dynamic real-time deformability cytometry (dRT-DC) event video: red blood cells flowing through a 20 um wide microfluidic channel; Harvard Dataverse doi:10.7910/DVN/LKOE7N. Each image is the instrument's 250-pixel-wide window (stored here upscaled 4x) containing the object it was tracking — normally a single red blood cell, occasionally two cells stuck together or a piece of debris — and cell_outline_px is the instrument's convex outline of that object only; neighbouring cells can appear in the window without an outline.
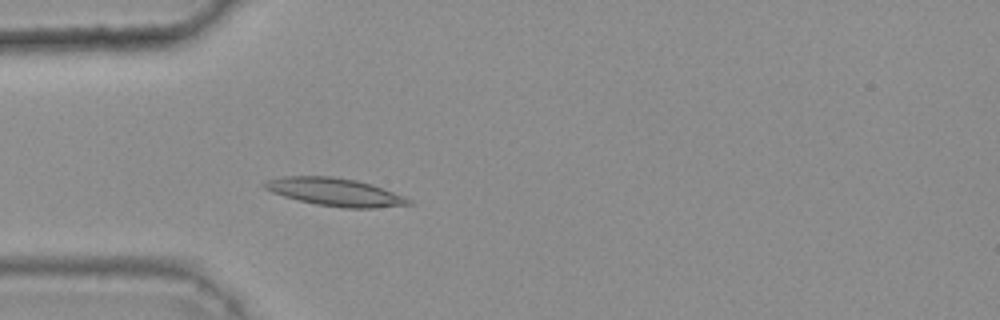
{"species": "common noctule bat (a hibernating species)", "species_latin": "Nyctalus noctula", "temperature_condition": "warm", "stored_images_in_passage": 38, "camera_frame_rate_fps": 3000, "um_per_image_px": 0.085, "animal": {"sex": "female", "body_mass_g": 25.1}, "frame": {"image": 1, "passage_image": 9, "time_ms": 2.667, "image_size_px": [1000, 320], "cell_outline_px": [[416, 204], [376, 208], [344, 208], [316, 204], [284, 196], [272, 192], [264, 188], [260, 184], [268, 180], [280, 176], [332, 176], [356, 180], [372, 184], [404, 196], [412, 200]], "centroid_in_image_um": [28.5, 16.32], "position_along_channel_um": 56.5, "area_um2": 23.52}}
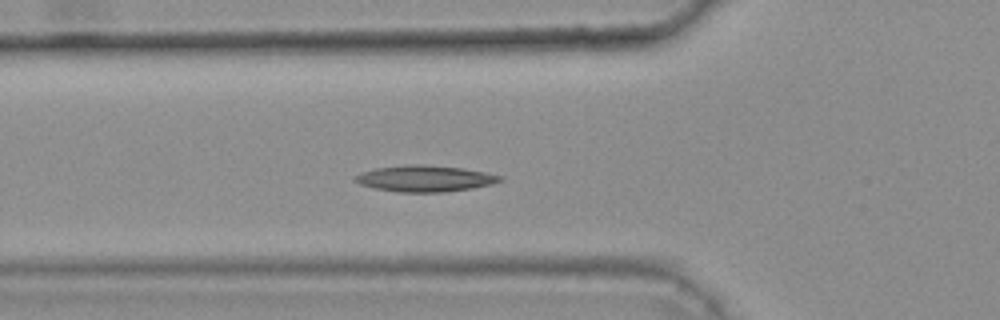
{"frame": {"image": 2, "passage_image": 12, "time_ms": 3.667, "image_size_px": [1000, 320], "cell_outline_px": [[504, 180], [492, 184], [472, 188], [444, 192], [396, 192], [372, 188], [360, 184], [352, 180], [360, 172], [376, 168], [408, 164], [424, 164], [460, 168], [484, 172], [504, 176]], "centroid_in_image_um": [36.1, 15.18], "position_along_channel_um": 89.7, "area_um2": 22.31}}
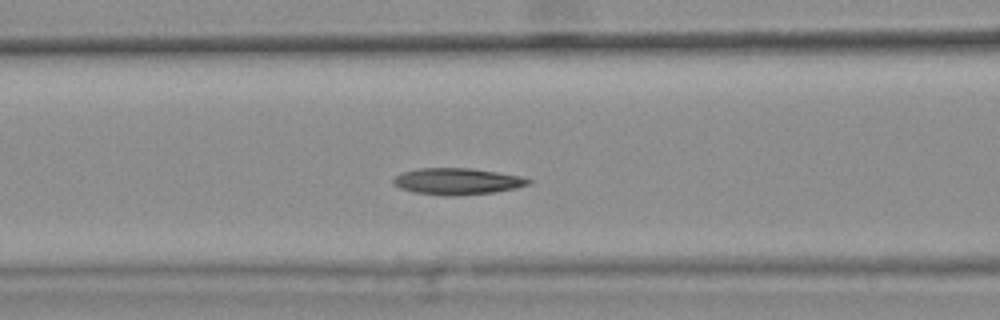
{"frame": {"image": 3, "passage_image": 15, "time_ms": 4.667, "image_size_px": [1000, 320], "cell_outline_px": [[532, 184], [516, 188], [492, 192], [452, 196], [444, 196], [416, 192], [400, 188], [392, 184], [392, 180], [396, 176], [404, 172], [420, 168], [472, 168], [520, 176], [532, 180]], "centroid_in_image_um": [38.88, 15.41], "position_along_channel_um": 127.7, "area_um2": 20.75}, "authors_computed_cell_mechanics": {"area_um2": 20.4901, "velocity_mm_per_s": 3.7744, "shape_relaxation_time_tau1_ms": null, "shape_relaxation_time_tau2_ms": 2.4854, "deformation_change_tau1": null, "deformation_change_tau2": 0.0851}}